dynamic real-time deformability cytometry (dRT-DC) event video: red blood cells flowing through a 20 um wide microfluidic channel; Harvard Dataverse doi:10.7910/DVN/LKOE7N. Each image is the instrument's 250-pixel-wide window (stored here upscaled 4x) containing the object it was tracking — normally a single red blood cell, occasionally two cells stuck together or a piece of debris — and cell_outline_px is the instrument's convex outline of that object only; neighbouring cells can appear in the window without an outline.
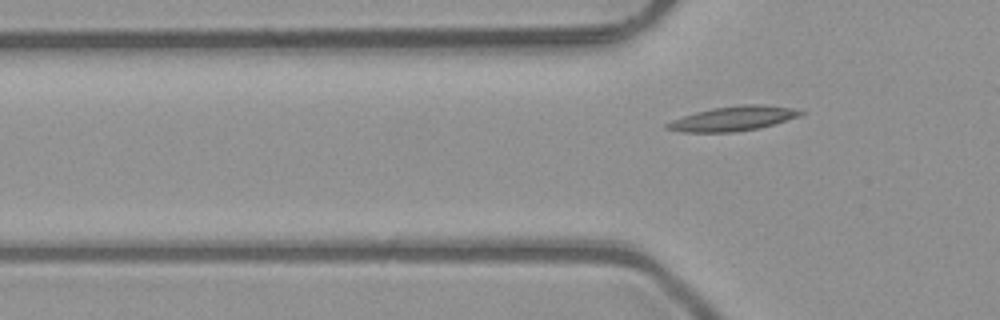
{"species": "common noctule bat (a hibernating species)", "species_latin": "Nyctalus noctula", "temperature_condition": "room temperature", "stored_images_in_passage": 3, "camera_frame_rate_fps": 3000, "um_per_image_px": 0.085, "animal": {"sex": "male", "body_mass_g": 23.1, "forearm_length_mm": 52.7}, "frame": {"image": 1, "passage_image": 3, "time_ms": 0.667, "image_size_px": [1000, 320], "cell_outline_px": [[804, 112], [800, 116], [760, 128], [732, 132], [684, 132], [664, 128], [664, 124], [672, 120], [696, 112], [712, 108], [740, 104], [764, 104], [792, 108]], "centroid_in_image_um": [62.3, 10.07], "position_along_channel_um": 63.5, "area_um2": 19.07}}